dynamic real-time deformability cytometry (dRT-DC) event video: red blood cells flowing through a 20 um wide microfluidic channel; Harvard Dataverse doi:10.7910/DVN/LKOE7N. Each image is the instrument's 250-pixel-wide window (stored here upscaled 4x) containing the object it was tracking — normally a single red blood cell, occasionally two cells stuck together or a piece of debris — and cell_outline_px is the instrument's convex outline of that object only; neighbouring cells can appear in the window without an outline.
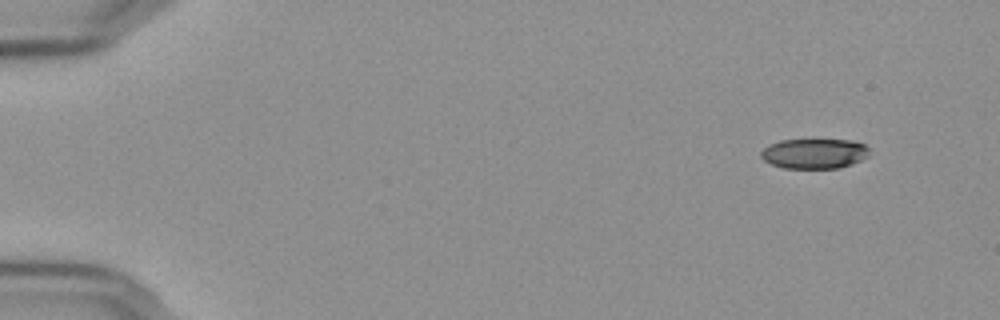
{"species": "Egyptian fruit bat (a non-hibernating species)", "species_latin": "Rousettus aegyptiacus", "temperature_condition": "cold", "stored_images_in_passage": 52, "camera_frame_rate_fps": 3000, "um_per_image_px": 0.085, "frame": {"image": 1, "passage_image": 1, "time_ms": 0.0, "image_size_px": [1000, 320], "cell_outline_px": [[868, 156], [852, 164], [840, 168], [784, 168], [772, 164], [764, 160], [760, 156], [760, 152], [768, 144], [780, 140], [852, 140], [864, 144], [868, 148]], "centroid_in_image_um": [69.2, 13.05], "position_along_channel_um": 15.8, "area_um2": 18.96}}
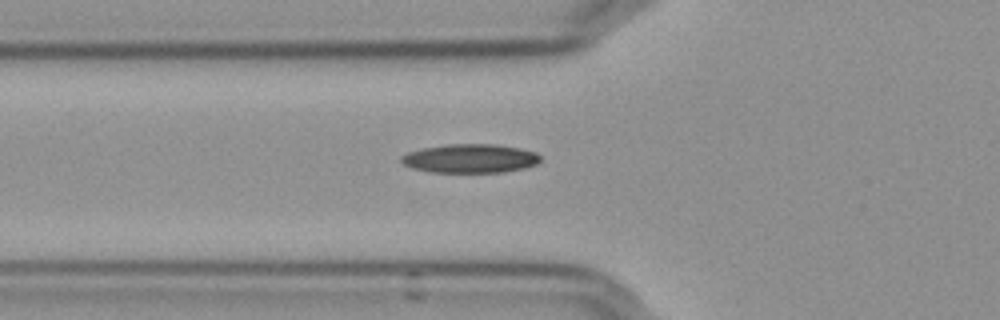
{"frame": {"image": 2, "passage_image": 17, "time_ms": 5.333, "image_size_px": [1000, 320], "cell_outline_px": [[540, 160], [536, 164], [524, 168], [500, 172], [428, 172], [412, 168], [404, 164], [400, 160], [400, 156], [408, 152], [424, 148], [448, 144], [496, 144], [520, 148], [536, 152], [540, 156]], "centroid_in_image_um": [39.95, 13.47], "position_along_channel_um": 85.8, "area_um2": 23.35}}
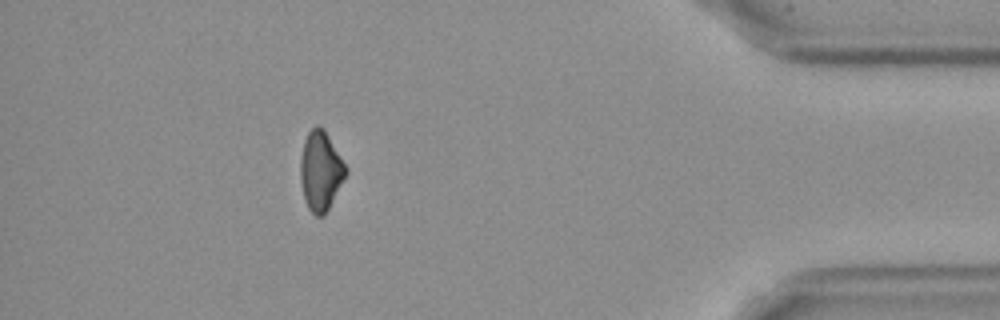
{"frame": {"image": 3, "passage_image": 47, "time_ms": 15.333, "image_size_px": [1000, 320], "cell_outline_px": [[348, 172], [324, 216], [316, 216], [308, 208], [304, 196], [300, 180], [300, 160], [304, 140], [308, 132], [316, 124], [324, 128], [344, 164]], "centroid_in_image_um": [27.23, 14.52], "position_along_channel_um": 408.0, "area_um2": 20.75}}